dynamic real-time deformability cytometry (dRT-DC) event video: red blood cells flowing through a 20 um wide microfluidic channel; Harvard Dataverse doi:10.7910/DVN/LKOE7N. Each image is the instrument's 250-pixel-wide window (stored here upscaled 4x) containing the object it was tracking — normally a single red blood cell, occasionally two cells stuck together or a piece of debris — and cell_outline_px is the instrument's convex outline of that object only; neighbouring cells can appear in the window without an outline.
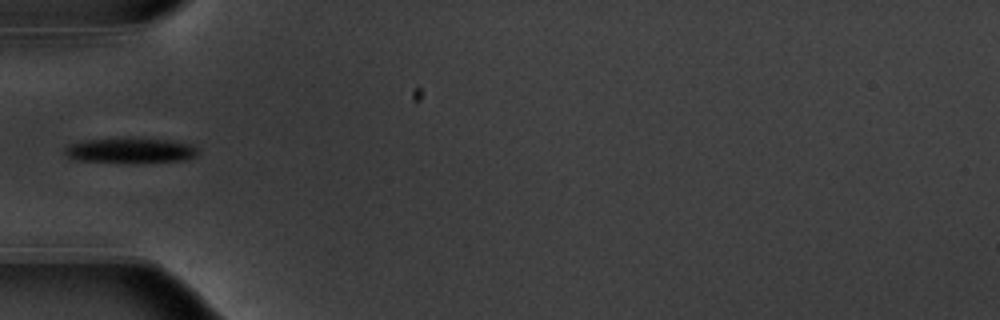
{"species": "common noctule bat (a hibernating species)", "species_latin": "Nyctalus noctula", "temperature_condition": "warm", "stored_images_in_passage": 37, "camera_frame_rate_fps": 3000, "um_per_image_px": 0.085, "animal": {"sex": "male", "body_mass_g": 20.1, "forearm_length_mm": 53.5}, "frame": {"image": 1, "passage_image": 1, "time_ms": 0.0, "image_size_px": [1000, 320], "cell_outline_px": [[200, 152], [196, 156], [180, 160], [80, 160], [68, 156], [64, 152], [64, 148], [68, 144], [84, 140], [164, 140], [192, 144]], "centroid_in_image_um": [11.08, 12.77], "position_along_channel_um": 73.9, "area_um2": 17.63}}
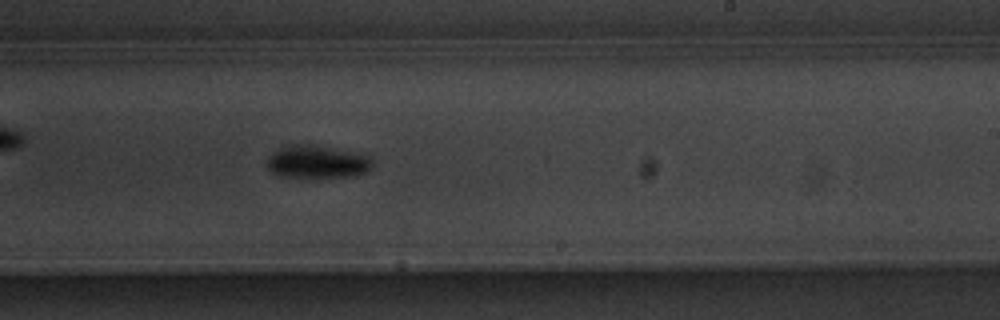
{"frame": {"image": 2, "passage_image": 16, "time_ms": 5.0, "image_size_px": [1000, 320], "cell_outline_px": [[372, 168], [368, 172], [356, 176], [312, 180], [280, 176], [272, 172], [268, 168], [268, 156], [272, 152], [280, 148], [292, 144], [312, 144], [372, 156]], "centroid_in_image_um": [26.98, 13.81], "position_along_channel_um": 262.0, "area_um2": 21.1}}
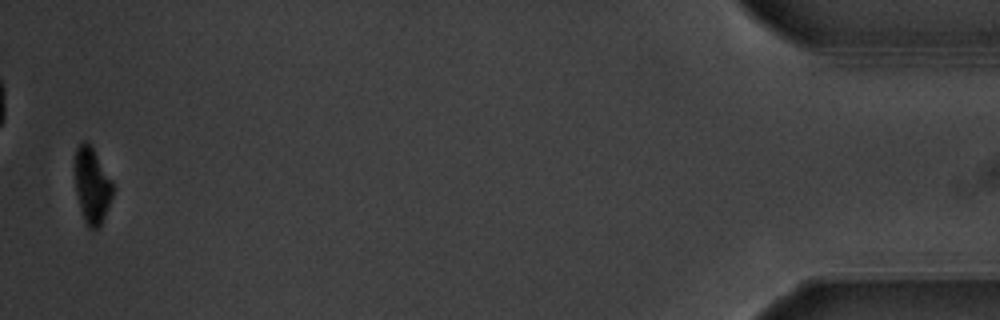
{"frame": {"image": 3, "passage_image": 36, "time_ms": 11.667, "image_size_px": [1000, 320], "cell_outline_px": [[112, 196], [100, 228], [88, 228], [84, 220], [80, 208], [76, 192], [76, 148], [84, 140], [92, 148], [112, 180]], "centroid_in_image_um": [7.83, 15.82], "position_along_channel_um": 427.4, "area_um2": 16.24}, "authors_computed_cell_mechanics": {"area_um2": 19.4208, "velocity_mm_per_s": 3.746, "shape_relaxation_time_tau1_ms": 1.7058, "shape_relaxation_time_tau2_ms": null, "deformation_change_tau1": 0.1267, "deformation_change_tau2": null}}